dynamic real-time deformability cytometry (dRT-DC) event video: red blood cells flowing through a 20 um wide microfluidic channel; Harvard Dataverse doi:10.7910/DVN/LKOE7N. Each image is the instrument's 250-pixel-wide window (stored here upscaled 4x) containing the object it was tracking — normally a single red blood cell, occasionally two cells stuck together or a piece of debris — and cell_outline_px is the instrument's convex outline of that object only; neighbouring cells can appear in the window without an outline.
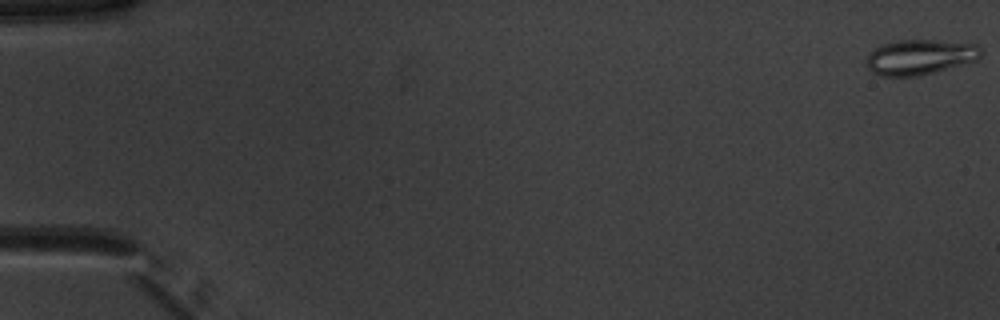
{"species": "common noctule bat (a hibernating species)", "species_latin": "Nyctalus noctula", "temperature_condition": "warm", "stored_images_in_passage": 52, "camera_frame_rate_fps": 3000, "um_per_image_px": 0.085, "animal": {"sex": "male", "body_mass_g": 20.1, "forearm_length_mm": 53.5}, "frame": {"image": 1, "passage_image": 1, "time_ms": 0.0, "image_size_px": [1000, 320], "cell_outline_px": [[980, 56], [976, 60], [920, 76], [880, 76], [872, 72], [868, 68], [868, 56], [876, 48], [884, 44], [896, 40], [936, 40], [976, 44], [980, 48]], "centroid_in_image_um": [78.19, 4.85], "position_along_channel_um": 6.8, "area_um2": 23.12}}
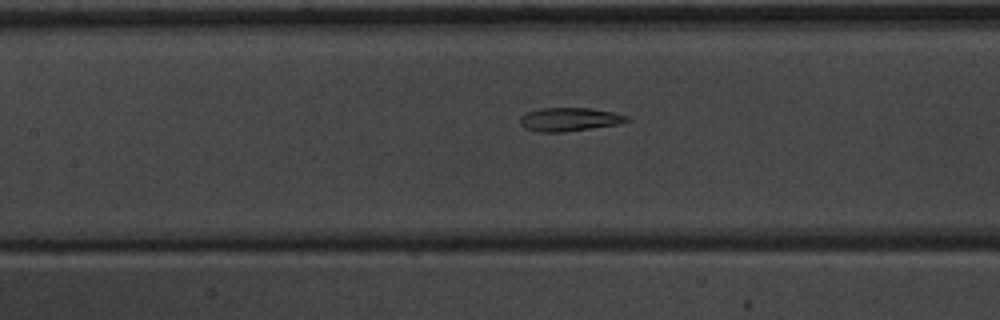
{"frame": {"image": 2, "passage_image": 25, "time_ms": 8.0, "image_size_px": [1000, 320], "cell_outline_px": [[632, 120], [620, 124], [564, 132], [536, 132], [524, 128], [520, 124], [520, 116], [528, 112], [540, 108], [588, 108], [612, 112], [628, 116]], "centroid_in_image_um": [48.4, 10.16], "position_along_channel_um": 159.0, "area_um2": 14.74}}
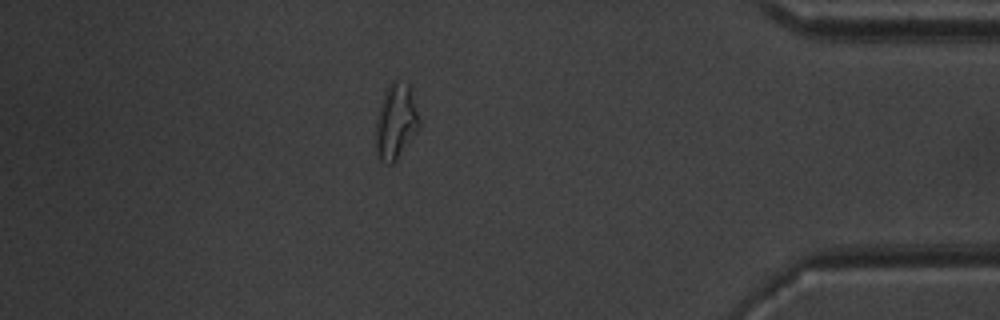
{"frame": {"image": 3, "passage_image": 46, "time_ms": 15.0, "image_size_px": [1000, 320], "cell_outline_px": [[420, 128], [396, 160], [392, 164], [388, 164], [380, 160], [376, 156], [376, 120], [380, 104], [384, 92], [388, 84], [392, 80], [396, 80], [408, 84], [420, 120]], "centroid_in_image_um": [33.63, 10.35], "position_along_channel_um": 401.6, "area_um2": 19.07}, "authors_computed_cell_mechanics": {"area_um2": 16.762, "velocity_mm_per_s": 3.9607, "shape_relaxation_time_tau1_ms": null, "shape_relaxation_time_tau2_ms": 2.4318, "deformation_change_tau1": null, "deformation_change_tau2": 0.1046}}